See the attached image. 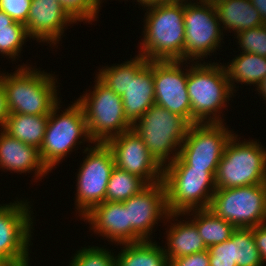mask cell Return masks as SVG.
<instances>
[{"label": "cell", "mask_w": 266, "mask_h": 266, "mask_svg": "<svg viewBox=\"0 0 266 266\" xmlns=\"http://www.w3.org/2000/svg\"><path fill=\"white\" fill-rule=\"evenodd\" d=\"M99 71L97 78L121 96L124 114L132 125L155 104L153 61L143 55Z\"/></svg>", "instance_id": "cell-1"}, {"label": "cell", "mask_w": 266, "mask_h": 266, "mask_svg": "<svg viewBox=\"0 0 266 266\" xmlns=\"http://www.w3.org/2000/svg\"><path fill=\"white\" fill-rule=\"evenodd\" d=\"M150 9V10H149ZM141 53L148 61L184 62L185 23L183 1L149 6Z\"/></svg>", "instance_id": "cell-2"}, {"label": "cell", "mask_w": 266, "mask_h": 266, "mask_svg": "<svg viewBox=\"0 0 266 266\" xmlns=\"http://www.w3.org/2000/svg\"><path fill=\"white\" fill-rule=\"evenodd\" d=\"M24 66L16 73L0 75L9 113L49 115L59 102L55 78Z\"/></svg>", "instance_id": "cell-3"}, {"label": "cell", "mask_w": 266, "mask_h": 266, "mask_svg": "<svg viewBox=\"0 0 266 266\" xmlns=\"http://www.w3.org/2000/svg\"><path fill=\"white\" fill-rule=\"evenodd\" d=\"M205 65L196 63L188 69L187 92L191 102V124L223 123L221 118L215 115L219 109L225 107L231 93L233 95V88L230 86L225 66L217 63ZM211 114L214 117H211Z\"/></svg>", "instance_id": "cell-4"}, {"label": "cell", "mask_w": 266, "mask_h": 266, "mask_svg": "<svg viewBox=\"0 0 266 266\" xmlns=\"http://www.w3.org/2000/svg\"><path fill=\"white\" fill-rule=\"evenodd\" d=\"M137 121L132 125V130L143 140L151 156L162 168L167 159V165L172 163L179 156L178 148L190 124L180 115L157 104H153ZM172 151L176 152L170 160Z\"/></svg>", "instance_id": "cell-5"}, {"label": "cell", "mask_w": 266, "mask_h": 266, "mask_svg": "<svg viewBox=\"0 0 266 266\" xmlns=\"http://www.w3.org/2000/svg\"><path fill=\"white\" fill-rule=\"evenodd\" d=\"M232 135L225 145L215 173L216 189L266 183V151L257 141L236 143Z\"/></svg>", "instance_id": "cell-6"}, {"label": "cell", "mask_w": 266, "mask_h": 266, "mask_svg": "<svg viewBox=\"0 0 266 266\" xmlns=\"http://www.w3.org/2000/svg\"><path fill=\"white\" fill-rule=\"evenodd\" d=\"M215 173L216 170L199 168H163L162 181L169 214L186 215L196 208H209L216 191Z\"/></svg>", "instance_id": "cell-7"}, {"label": "cell", "mask_w": 266, "mask_h": 266, "mask_svg": "<svg viewBox=\"0 0 266 266\" xmlns=\"http://www.w3.org/2000/svg\"><path fill=\"white\" fill-rule=\"evenodd\" d=\"M94 90L77 100L81 105L93 143H106L110 138L132 129L124 114L122 98L98 78ZM88 94V95H87Z\"/></svg>", "instance_id": "cell-8"}, {"label": "cell", "mask_w": 266, "mask_h": 266, "mask_svg": "<svg viewBox=\"0 0 266 266\" xmlns=\"http://www.w3.org/2000/svg\"><path fill=\"white\" fill-rule=\"evenodd\" d=\"M223 123H196L188 127L179 156L164 168L217 170L226 143L232 137Z\"/></svg>", "instance_id": "cell-9"}, {"label": "cell", "mask_w": 266, "mask_h": 266, "mask_svg": "<svg viewBox=\"0 0 266 266\" xmlns=\"http://www.w3.org/2000/svg\"><path fill=\"white\" fill-rule=\"evenodd\" d=\"M208 209L236 228L266 224V183L216 189Z\"/></svg>", "instance_id": "cell-10"}, {"label": "cell", "mask_w": 266, "mask_h": 266, "mask_svg": "<svg viewBox=\"0 0 266 266\" xmlns=\"http://www.w3.org/2000/svg\"><path fill=\"white\" fill-rule=\"evenodd\" d=\"M58 106L59 104L49 114L44 141L39 150L43 164L50 171L68 152L72 151L79 137L84 136L91 143L93 142L81 105L75 102L60 116L57 114V109H60Z\"/></svg>", "instance_id": "cell-11"}, {"label": "cell", "mask_w": 266, "mask_h": 266, "mask_svg": "<svg viewBox=\"0 0 266 266\" xmlns=\"http://www.w3.org/2000/svg\"><path fill=\"white\" fill-rule=\"evenodd\" d=\"M89 151L77 174L76 205L82 217L94 206L103 203L106 189L115 160L112 150L106 143L97 142Z\"/></svg>", "instance_id": "cell-12"}, {"label": "cell", "mask_w": 266, "mask_h": 266, "mask_svg": "<svg viewBox=\"0 0 266 266\" xmlns=\"http://www.w3.org/2000/svg\"><path fill=\"white\" fill-rule=\"evenodd\" d=\"M201 4V5H198ZM197 4V5H196ZM184 2V61H193L214 52L221 42V29L212 0Z\"/></svg>", "instance_id": "cell-13"}, {"label": "cell", "mask_w": 266, "mask_h": 266, "mask_svg": "<svg viewBox=\"0 0 266 266\" xmlns=\"http://www.w3.org/2000/svg\"><path fill=\"white\" fill-rule=\"evenodd\" d=\"M27 201L0 205V258L29 266L28 244L33 222Z\"/></svg>", "instance_id": "cell-14"}, {"label": "cell", "mask_w": 266, "mask_h": 266, "mask_svg": "<svg viewBox=\"0 0 266 266\" xmlns=\"http://www.w3.org/2000/svg\"><path fill=\"white\" fill-rule=\"evenodd\" d=\"M180 60L153 61L155 104L183 117L191 125V102L187 92L188 71Z\"/></svg>", "instance_id": "cell-15"}, {"label": "cell", "mask_w": 266, "mask_h": 266, "mask_svg": "<svg viewBox=\"0 0 266 266\" xmlns=\"http://www.w3.org/2000/svg\"><path fill=\"white\" fill-rule=\"evenodd\" d=\"M106 144L112 150L117 168L142 178L148 185L162 181L163 168L134 130L114 136Z\"/></svg>", "instance_id": "cell-16"}, {"label": "cell", "mask_w": 266, "mask_h": 266, "mask_svg": "<svg viewBox=\"0 0 266 266\" xmlns=\"http://www.w3.org/2000/svg\"><path fill=\"white\" fill-rule=\"evenodd\" d=\"M123 203L128 208V225L143 240H149L152 228L163 215L165 218L169 217L168 219L180 215V213L169 214L163 181L148 185Z\"/></svg>", "instance_id": "cell-17"}, {"label": "cell", "mask_w": 266, "mask_h": 266, "mask_svg": "<svg viewBox=\"0 0 266 266\" xmlns=\"http://www.w3.org/2000/svg\"><path fill=\"white\" fill-rule=\"evenodd\" d=\"M77 21L59 0H32L25 27L29 38L56 44L67 23Z\"/></svg>", "instance_id": "cell-18"}, {"label": "cell", "mask_w": 266, "mask_h": 266, "mask_svg": "<svg viewBox=\"0 0 266 266\" xmlns=\"http://www.w3.org/2000/svg\"><path fill=\"white\" fill-rule=\"evenodd\" d=\"M83 218L92 229L110 241L132 243L143 239L128 225V208L123 202H106L94 206Z\"/></svg>", "instance_id": "cell-19"}, {"label": "cell", "mask_w": 266, "mask_h": 266, "mask_svg": "<svg viewBox=\"0 0 266 266\" xmlns=\"http://www.w3.org/2000/svg\"><path fill=\"white\" fill-rule=\"evenodd\" d=\"M0 168L21 173L30 172L33 169L36 177H43L49 172L40 158L39 149L21 142L2 129L0 133Z\"/></svg>", "instance_id": "cell-20"}, {"label": "cell", "mask_w": 266, "mask_h": 266, "mask_svg": "<svg viewBox=\"0 0 266 266\" xmlns=\"http://www.w3.org/2000/svg\"><path fill=\"white\" fill-rule=\"evenodd\" d=\"M219 22L236 33L265 24L251 0H212Z\"/></svg>", "instance_id": "cell-21"}, {"label": "cell", "mask_w": 266, "mask_h": 266, "mask_svg": "<svg viewBox=\"0 0 266 266\" xmlns=\"http://www.w3.org/2000/svg\"><path fill=\"white\" fill-rule=\"evenodd\" d=\"M169 230L167 234L168 250L165 249L168 260L208 250L192 221H185V223L180 221L171 226Z\"/></svg>", "instance_id": "cell-22"}, {"label": "cell", "mask_w": 266, "mask_h": 266, "mask_svg": "<svg viewBox=\"0 0 266 266\" xmlns=\"http://www.w3.org/2000/svg\"><path fill=\"white\" fill-rule=\"evenodd\" d=\"M49 115L9 114L3 130L21 142L40 150Z\"/></svg>", "instance_id": "cell-23"}, {"label": "cell", "mask_w": 266, "mask_h": 266, "mask_svg": "<svg viewBox=\"0 0 266 266\" xmlns=\"http://www.w3.org/2000/svg\"><path fill=\"white\" fill-rule=\"evenodd\" d=\"M125 245L115 257V266H169L165 250L151 240H143Z\"/></svg>", "instance_id": "cell-24"}, {"label": "cell", "mask_w": 266, "mask_h": 266, "mask_svg": "<svg viewBox=\"0 0 266 266\" xmlns=\"http://www.w3.org/2000/svg\"><path fill=\"white\" fill-rule=\"evenodd\" d=\"M231 88L235 82L260 85L266 76V57L242 52L225 67ZM233 84V85H232Z\"/></svg>", "instance_id": "cell-25"}, {"label": "cell", "mask_w": 266, "mask_h": 266, "mask_svg": "<svg viewBox=\"0 0 266 266\" xmlns=\"http://www.w3.org/2000/svg\"><path fill=\"white\" fill-rule=\"evenodd\" d=\"M195 214L196 217L191 221L196 225L199 235L208 248L227 241L236 230L233 224L216 216L208 208L196 209Z\"/></svg>", "instance_id": "cell-26"}, {"label": "cell", "mask_w": 266, "mask_h": 266, "mask_svg": "<svg viewBox=\"0 0 266 266\" xmlns=\"http://www.w3.org/2000/svg\"><path fill=\"white\" fill-rule=\"evenodd\" d=\"M147 186L148 184L142 178L115 166L109 177L105 201L124 202Z\"/></svg>", "instance_id": "cell-27"}, {"label": "cell", "mask_w": 266, "mask_h": 266, "mask_svg": "<svg viewBox=\"0 0 266 266\" xmlns=\"http://www.w3.org/2000/svg\"><path fill=\"white\" fill-rule=\"evenodd\" d=\"M234 262L237 266H262L253 236V228H236L233 232Z\"/></svg>", "instance_id": "cell-28"}, {"label": "cell", "mask_w": 266, "mask_h": 266, "mask_svg": "<svg viewBox=\"0 0 266 266\" xmlns=\"http://www.w3.org/2000/svg\"><path fill=\"white\" fill-rule=\"evenodd\" d=\"M236 34L243 52L266 57V24Z\"/></svg>", "instance_id": "cell-29"}, {"label": "cell", "mask_w": 266, "mask_h": 266, "mask_svg": "<svg viewBox=\"0 0 266 266\" xmlns=\"http://www.w3.org/2000/svg\"><path fill=\"white\" fill-rule=\"evenodd\" d=\"M70 266H115L111 251L99 247L83 248L74 255Z\"/></svg>", "instance_id": "cell-30"}, {"label": "cell", "mask_w": 266, "mask_h": 266, "mask_svg": "<svg viewBox=\"0 0 266 266\" xmlns=\"http://www.w3.org/2000/svg\"><path fill=\"white\" fill-rule=\"evenodd\" d=\"M61 5L76 21H92L97 17L100 3L98 0H59Z\"/></svg>", "instance_id": "cell-31"}, {"label": "cell", "mask_w": 266, "mask_h": 266, "mask_svg": "<svg viewBox=\"0 0 266 266\" xmlns=\"http://www.w3.org/2000/svg\"><path fill=\"white\" fill-rule=\"evenodd\" d=\"M29 37L26 29L0 30V53L15 58L22 49L24 40Z\"/></svg>", "instance_id": "cell-32"}, {"label": "cell", "mask_w": 266, "mask_h": 266, "mask_svg": "<svg viewBox=\"0 0 266 266\" xmlns=\"http://www.w3.org/2000/svg\"><path fill=\"white\" fill-rule=\"evenodd\" d=\"M210 266H237L234 262L233 234L223 243L208 248Z\"/></svg>", "instance_id": "cell-33"}, {"label": "cell", "mask_w": 266, "mask_h": 266, "mask_svg": "<svg viewBox=\"0 0 266 266\" xmlns=\"http://www.w3.org/2000/svg\"><path fill=\"white\" fill-rule=\"evenodd\" d=\"M32 0H0V10L25 25Z\"/></svg>", "instance_id": "cell-34"}, {"label": "cell", "mask_w": 266, "mask_h": 266, "mask_svg": "<svg viewBox=\"0 0 266 266\" xmlns=\"http://www.w3.org/2000/svg\"><path fill=\"white\" fill-rule=\"evenodd\" d=\"M169 266H210L209 251L181 256L169 260Z\"/></svg>", "instance_id": "cell-35"}, {"label": "cell", "mask_w": 266, "mask_h": 266, "mask_svg": "<svg viewBox=\"0 0 266 266\" xmlns=\"http://www.w3.org/2000/svg\"><path fill=\"white\" fill-rule=\"evenodd\" d=\"M253 236L264 264V261L266 262V224L253 227Z\"/></svg>", "instance_id": "cell-36"}, {"label": "cell", "mask_w": 266, "mask_h": 266, "mask_svg": "<svg viewBox=\"0 0 266 266\" xmlns=\"http://www.w3.org/2000/svg\"><path fill=\"white\" fill-rule=\"evenodd\" d=\"M2 29H26L25 25L14 21L4 11L0 10V30Z\"/></svg>", "instance_id": "cell-37"}, {"label": "cell", "mask_w": 266, "mask_h": 266, "mask_svg": "<svg viewBox=\"0 0 266 266\" xmlns=\"http://www.w3.org/2000/svg\"><path fill=\"white\" fill-rule=\"evenodd\" d=\"M9 111L7 108V102L5 98L4 89L2 83L0 82V126L3 129L5 126L7 117L9 116Z\"/></svg>", "instance_id": "cell-38"}, {"label": "cell", "mask_w": 266, "mask_h": 266, "mask_svg": "<svg viewBox=\"0 0 266 266\" xmlns=\"http://www.w3.org/2000/svg\"><path fill=\"white\" fill-rule=\"evenodd\" d=\"M251 4L261 14L263 22L266 24V0H251Z\"/></svg>", "instance_id": "cell-39"}, {"label": "cell", "mask_w": 266, "mask_h": 266, "mask_svg": "<svg viewBox=\"0 0 266 266\" xmlns=\"http://www.w3.org/2000/svg\"><path fill=\"white\" fill-rule=\"evenodd\" d=\"M137 2H139L142 6L149 7V6H153V5H159V4H164V3H168V0H137Z\"/></svg>", "instance_id": "cell-40"}, {"label": "cell", "mask_w": 266, "mask_h": 266, "mask_svg": "<svg viewBox=\"0 0 266 266\" xmlns=\"http://www.w3.org/2000/svg\"><path fill=\"white\" fill-rule=\"evenodd\" d=\"M257 88V90H259V93L264 96L263 99L266 100V76Z\"/></svg>", "instance_id": "cell-41"}, {"label": "cell", "mask_w": 266, "mask_h": 266, "mask_svg": "<svg viewBox=\"0 0 266 266\" xmlns=\"http://www.w3.org/2000/svg\"><path fill=\"white\" fill-rule=\"evenodd\" d=\"M0 266H16V265L7 259L0 258Z\"/></svg>", "instance_id": "cell-42"}, {"label": "cell", "mask_w": 266, "mask_h": 266, "mask_svg": "<svg viewBox=\"0 0 266 266\" xmlns=\"http://www.w3.org/2000/svg\"><path fill=\"white\" fill-rule=\"evenodd\" d=\"M171 1H186V0H168V2H171Z\"/></svg>", "instance_id": "cell-43"}]
</instances>
